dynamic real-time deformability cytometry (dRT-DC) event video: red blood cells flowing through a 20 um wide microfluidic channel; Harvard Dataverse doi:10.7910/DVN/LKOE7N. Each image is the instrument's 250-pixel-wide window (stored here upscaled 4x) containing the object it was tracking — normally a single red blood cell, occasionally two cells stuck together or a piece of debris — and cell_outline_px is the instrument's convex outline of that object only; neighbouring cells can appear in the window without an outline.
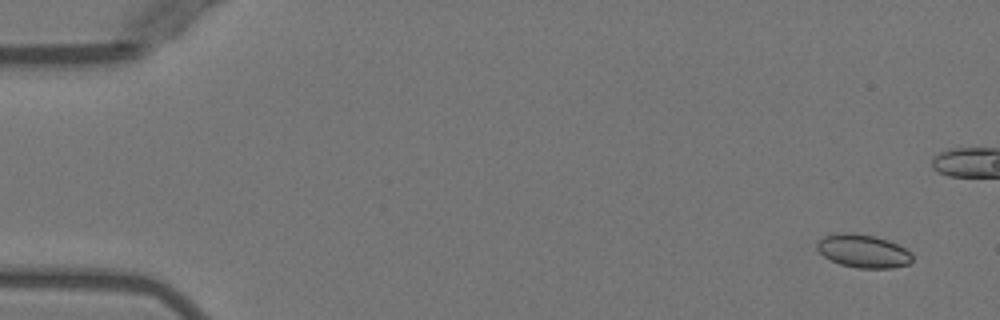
{"species": "Egyptian fruit bat (a non-hibernating species)", "species_latin": "Rousettus aegyptiacus", "temperature_condition": "warm", "stored_images_in_passage": 5, "camera_frame_rate_fps": 3000, "um_per_image_px": 0.085, "animal": {"sex": "female"}, "frame": {"image": 1, "passage_image": 1, "time_ms": 0.0, "image_size_px": [1000, 320], "cell_outline_px": [[912, 260], [908, 264], [892, 268], [856, 268], [840, 264], [824, 256], [816, 248], [816, 244], [824, 236], [836, 232], [852, 232], [876, 236], [888, 240], [912, 252]], "centroid_in_image_um": [73.36, 21.33], "position_along_channel_um": 11.6, "area_um2": 18.55}}